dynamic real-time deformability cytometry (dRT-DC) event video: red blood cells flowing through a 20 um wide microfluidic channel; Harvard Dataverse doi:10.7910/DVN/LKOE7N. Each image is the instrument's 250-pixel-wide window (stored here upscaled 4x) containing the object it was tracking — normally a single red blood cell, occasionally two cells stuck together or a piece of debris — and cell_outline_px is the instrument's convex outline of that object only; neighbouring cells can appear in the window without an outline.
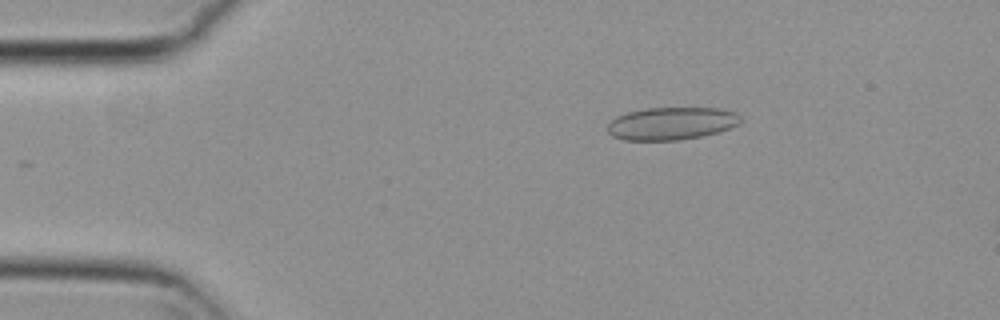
{"species": "common noctule bat (a hibernating species)", "species_latin": "Nyctalus noctula", "temperature_condition": "cold", "stored_images_in_passage": 54, "camera_frame_rate_fps": 3000, "um_per_image_px": 0.085, "animal": {"sex": "female", "body_mass_g": 29.2, "forearm_length_mm": 56.3}, "frame": {"image": 1, "passage_image": 9, "time_ms": 2.667, "image_size_px": [1000, 320], "cell_outline_px": [[744, 120], [740, 124], [720, 132], [700, 136], [676, 140], [624, 140], [612, 136], [608, 132], [608, 124], [616, 116], [628, 112], [644, 108], [720, 108], [736, 112]], "centroid_in_image_um": [57.11, 10.49], "position_along_channel_um": 27.9, "area_um2": 25.49}}
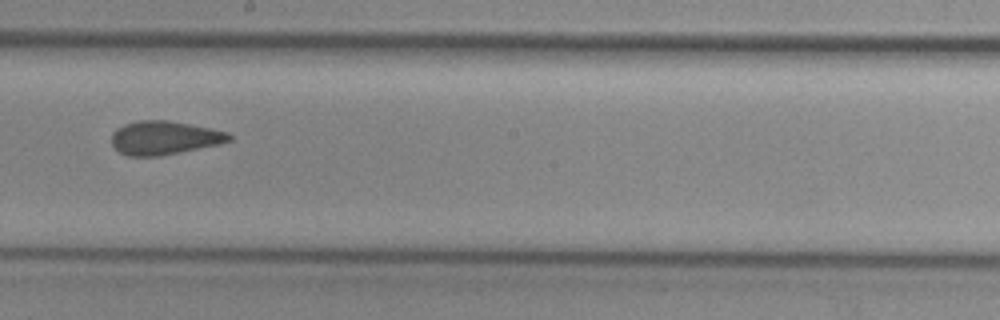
{"frame": {"image": 2, "passage_image": 30, "time_ms": 9.667, "image_size_px": [1000, 320], "cell_outline_px": [[232, 140], [220, 144], [160, 156], [128, 156], [120, 152], [112, 144], [112, 132], [116, 128], [124, 124], [136, 120], [168, 120], [212, 128], [228, 132], [232, 136]], "centroid_in_image_um": [13.97, 11.7], "position_along_channel_um": 234.2, "area_um2": 23.18}}
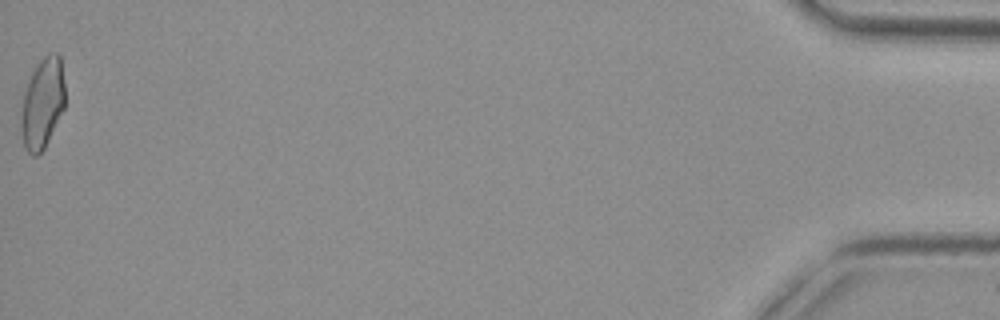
{"frame": {"image": 3, "passage_image": 54, "time_ms": 17.667, "image_size_px": [1000, 320], "cell_outline_px": [[64, 108], [44, 148], [36, 156], [32, 156], [28, 152], [24, 144], [20, 128], [20, 124], [24, 92], [32, 72], [36, 64], [48, 52], [56, 52], [60, 56], [64, 84]], "centroid_in_image_um": [3.6, 8.75], "position_along_channel_um": 431.6, "area_um2": 23.0}, "authors_computed_cell_mechanics": {"area_um2": 23.3512, "velocity_mm_per_s": 3.7917, "shape_relaxation_time_tau1_ms": null, "shape_relaxation_time_tau2_ms": 1.6219, "deformation_change_tau1": null, "deformation_change_tau2": 0.0859}}